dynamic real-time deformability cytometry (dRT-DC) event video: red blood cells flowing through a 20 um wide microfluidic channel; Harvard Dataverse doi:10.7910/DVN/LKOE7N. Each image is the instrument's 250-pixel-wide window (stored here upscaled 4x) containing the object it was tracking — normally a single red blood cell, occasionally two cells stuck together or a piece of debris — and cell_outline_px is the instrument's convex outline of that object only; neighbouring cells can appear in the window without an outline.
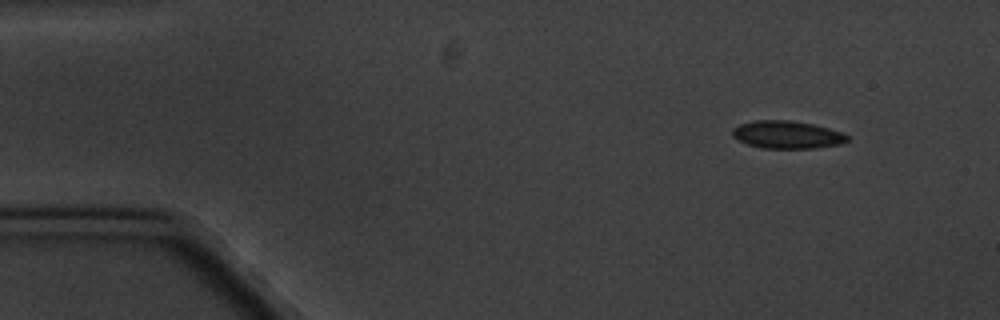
{"species": "common noctule bat (a hibernating species)", "species_latin": "Nyctalus noctula", "temperature_condition": "cold", "stored_images_in_passage": 5, "segment_of_instrument_passage": [1, 2], "camera_frame_rate_fps": 3000, "um_per_image_px": 0.085, "animal": {"sex": "male", "body_mass_g": 20.1, "forearm_length_mm": 53.5}, "frame": {"image": 1, "passage_image": 1, "time_ms": 0.0, "image_size_px": [1000, 320], "cell_outline_px": [[848, 140], [840, 144], [816, 148], [764, 148], [748, 144], [732, 136], [732, 128], [740, 124], [756, 120], [788, 120], [812, 124], [828, 128], [840, 132], [848, 136]], "centroid_in_image_um": [66.89, 11.45], "position_along_channel_um": 18.1, "area_um2": 18.32}}
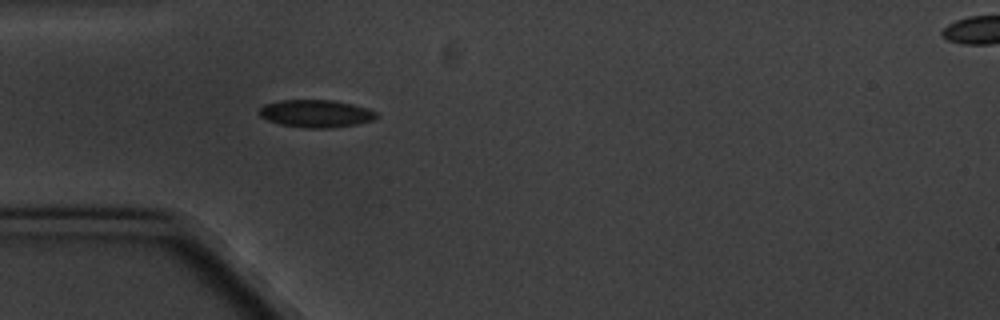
{"frame": {"image": 2, "passage_image": 4, "time_ms": 3.667, "image_size_px": [1000, 320], "cell_outline_px": [[380, 116], [372, 120], [356, 124], [328, 128], [304, 128], [280, 124], [268, 120], [260, 116], [260, 108], [264, 104], [280, 100], [332, 100], [352, 104], [368, 108], [376, 112]], "centroid_in_image_um": [26.86, 9.65], "position_along_channel_um": 58.1, "area_um2": 18.79}}